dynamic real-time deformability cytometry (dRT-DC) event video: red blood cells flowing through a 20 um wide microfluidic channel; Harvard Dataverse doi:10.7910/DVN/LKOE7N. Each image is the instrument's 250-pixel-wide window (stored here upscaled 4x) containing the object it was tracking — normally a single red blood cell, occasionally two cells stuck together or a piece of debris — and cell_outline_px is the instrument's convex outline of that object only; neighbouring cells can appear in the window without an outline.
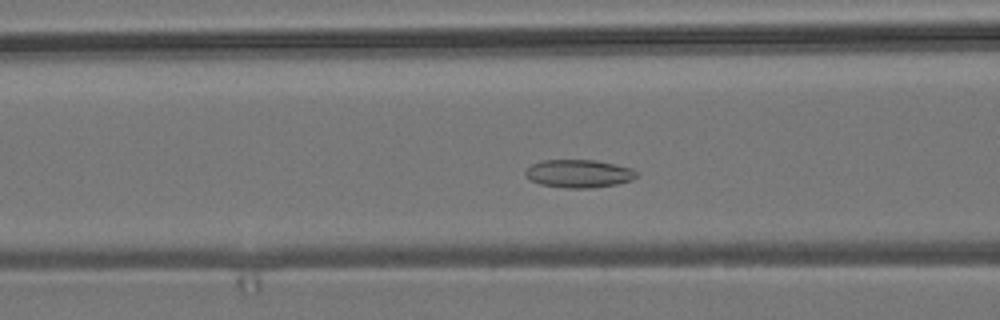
{"species": "common noctule bat (a hibernating species)", "species_latin": "Nyctalus noctula", "temperature_condition": "room temperature", "stored_images_in_passage": 49, "camera_frame_rate_fps": 3000, "um_per_image_px": 0.085, "animal": {"sex": "male", "body_mass_g": 19.2, "forearm_length_mm": 51.8}, "frame": {"image": 1, "passage_image": 16, "time_ms": 5.0, "image_size_px": [1000, 320], "cell_outline_px": [[636, 176], [632, 180], [616, 184], [592, 188], [564, 188], [540, 184], [532, 180], [524, 172], [532, 164], [540, 160], [596, 160], [632, 168], [636, 172]], "centroid_in_image_um": [49.2, 14.75], "position_along_channel_um": 117.4, "area_um2": 18.03}}
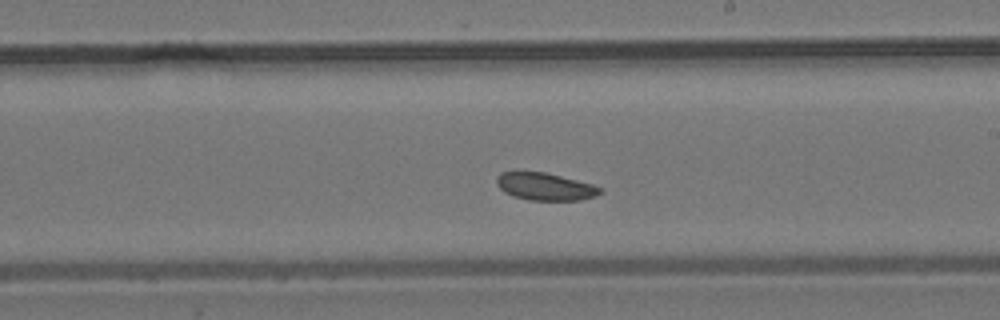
{"frame": {"image": 2, "passage_image": 26, "time_ms": 8.333, "image_size_px": [1000, 320], "cell_outline_px": [[604, 192], [596, 196], [580, 200], [528, 200], [512, 196], [504, 192], [496, 184], [496, 176], [500, 172], [544, 172], [592, 184], [600, 188]], "centroid_in_image_um": [46.31, 15.87], "position_along_channel_um": 242.7, "area_um2": 16.53}}
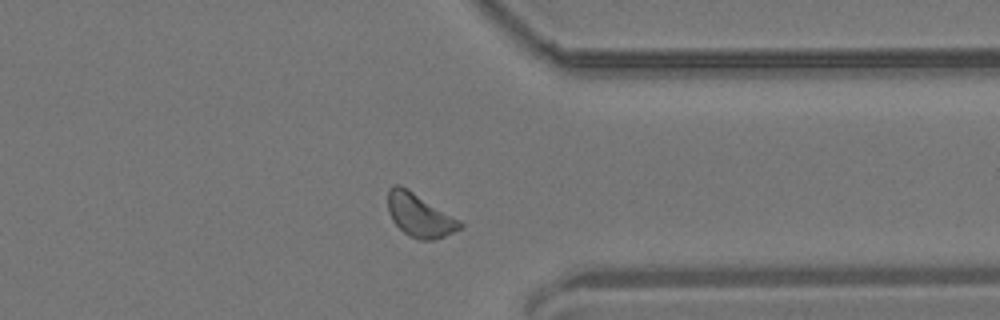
{"frame": {"image": 3, "passage_image": 37, "time_ms": 12.0, "image_size_px": [1000, 320], "cell_outline_px": [[464, 228], [444, 236], [432, 240], [420, 240], [408, 236], [392, 220], [388, 212], [388, 188], [392, 184], [400, 184], [408, 188], [460, 220], [464, 224]], "centroid_in_image_um": [35.66, 18.28], "position_along_channel_um": 375.7, "area_um2": 18.38}}